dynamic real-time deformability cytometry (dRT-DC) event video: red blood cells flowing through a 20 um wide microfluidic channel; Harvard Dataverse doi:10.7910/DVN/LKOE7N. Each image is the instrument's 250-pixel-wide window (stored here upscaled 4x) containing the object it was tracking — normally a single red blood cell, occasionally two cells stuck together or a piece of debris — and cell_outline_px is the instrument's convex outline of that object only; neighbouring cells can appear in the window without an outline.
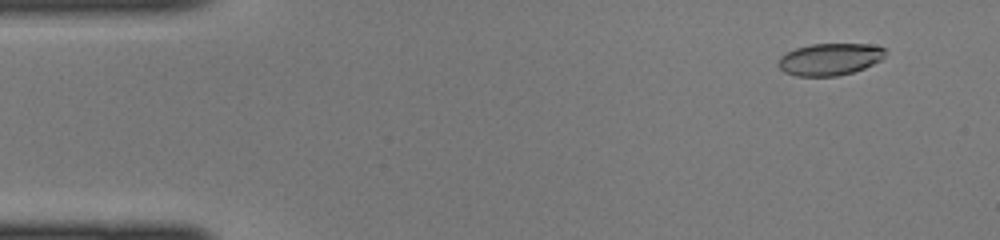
{"species": "common noctule bat (a hibernating species)", "species_latin": "Nyctalus noctula", "temperature_condition": "cold", "stored_images_in_passage": 44, "camera_frame_rate_fps": 3000, "um_per_image_px": 0.085, "animal": {"sex": "female", "body_mass_g": 22.0, "forearm_length_mm": 56.7}, "frame": {"image": 1, "passage_image": 4, "time_ms": 1.0, "image_size_px": [1000, 240], "cell_outline_px": [[884, 56], [880, 60], [864, 68], [852, 72], [836, 76], [796, 76], [784, 72], [776, 64], [780, 56], [796, 48], [812, 44], [868, 44], [884, 48]], "centroid_in_image_um": [70.49, 5.04], "position_along_channel_um": 14.5, "area_um2": 19.83}}
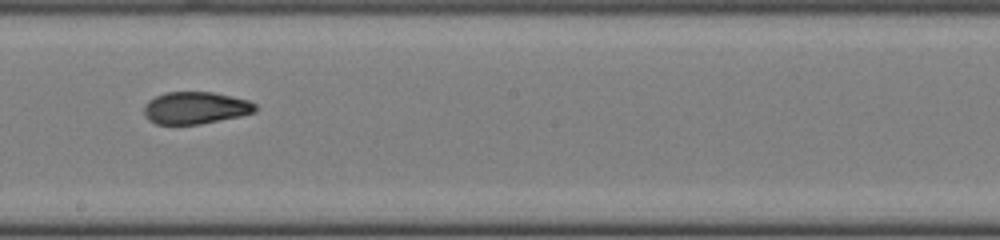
{"frame": {"image": 2, "passage_image": 25, "time_ms": 8.0, "image_size_px": [1000, 240], "cell_outline_px": [[256, 112], [240, 116], [200, 124], [156, 124], [148, 120], [144, 116], [144, 104], [148, 100], [164, 92], [212, 92], [232, 96], [248, 100], [256, 104]], "centroid_in_image_um": [16.59, 9.17], "position_along_channel_um": 231.6, "area_um2": 20.98}}
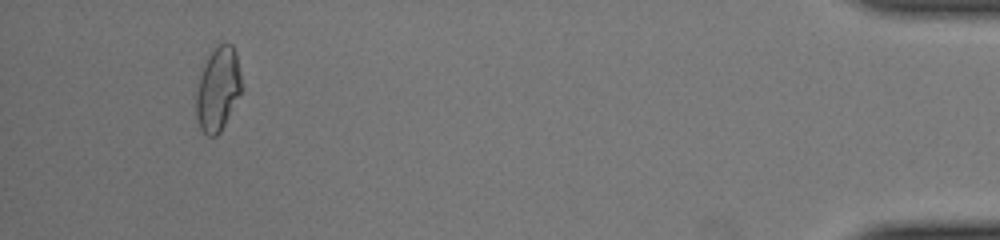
{"frame": {"image": 3, "passage_image": 42, "time_ms": 13.667, "image_size_px": [1000, 240], "cell_outline_px": [[244, 88], [220, 132], [216, 136], [208, 136], [200, 128], [196, 116], [196, 92], [200, 76], [204, 64], [208, 56], [220, 44], [232, 44], [236, 52]], "centroid_in_image_um": [18.55, 7.58], "position_along_channel_um": 416.7, "area_um2": 22.2}}